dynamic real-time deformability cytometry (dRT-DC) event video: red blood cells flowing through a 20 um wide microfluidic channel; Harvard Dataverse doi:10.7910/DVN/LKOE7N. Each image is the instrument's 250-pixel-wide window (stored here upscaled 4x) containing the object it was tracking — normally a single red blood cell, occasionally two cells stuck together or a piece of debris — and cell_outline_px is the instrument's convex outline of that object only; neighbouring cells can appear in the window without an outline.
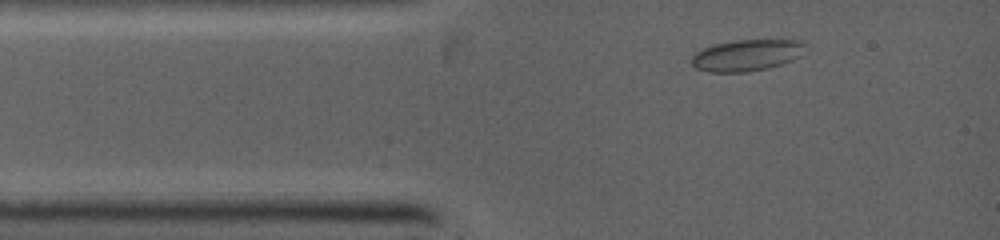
{"species": "common noctule bat (a hibernating species)", "species_latin": "Nyctalus noctula", "temperature_condition": "warm", "stored_images_in_passage": 2, "camera_frame_rate_fps": 5000, "um_per_image_px": 0.085, "animal": {"sex": "female", "body_mass_g": 19.0, "forearm_length_mm": 53.3}, "frame": {"image": 1, "passage_image": 1, "time_ms": 0.0, "image_size_px": [1000, 240], "cell_outline_px": [[804, 44], [800, 56], [792, 60], [768, 68], [748, 72], [708, 72], [696, 68], [692, 64], [692, 56], [696, 52], [704, 48], [716, 44], [736, 40], [800, 40]], "centroid_in_image_um": [63.45, 4.7], "position_along_channel_um": 21.6, "area_um2": 20.58}}